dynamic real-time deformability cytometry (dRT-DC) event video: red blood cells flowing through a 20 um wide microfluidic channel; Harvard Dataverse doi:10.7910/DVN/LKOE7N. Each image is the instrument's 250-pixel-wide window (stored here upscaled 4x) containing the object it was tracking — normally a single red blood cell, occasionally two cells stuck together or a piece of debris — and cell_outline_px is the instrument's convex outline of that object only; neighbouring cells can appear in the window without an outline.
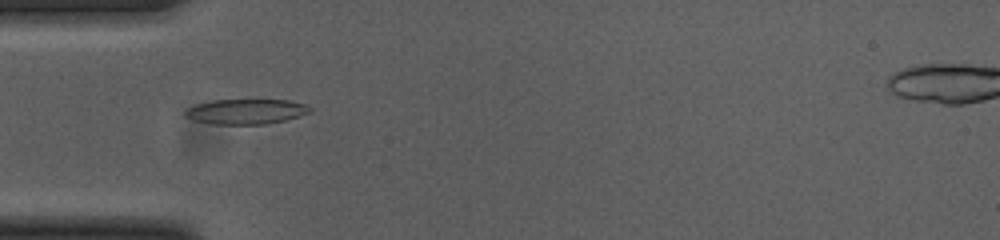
{"species": "common noctule bat (a hibernating species)", "species_latin": "Nyctalus noctula", "temperature_condition": "cold", "stored_images_in_passage": 41, "camera_frame_rate_fps": 3000, "um_per_image_px": 0.085, "animal": {"sex": "female", "body_mass_g": 23.0, "forearm_length_mm": 53.4}, "frame": {"image": 1, "passage_image": 3, "time_ms": 0.667, "image_size_px": [1000, 240], "cell_outline_px": [[312, 112], [300, 116], [284, 120], [264, 124], [216, 124], [196, 120], [184, 116], [184, 112], [188, 108], [196, 104], [212, 100], [288, 100], [304, 104], [312, 108]], "centroid_in_image_um": [20.93, 9.47], "position_along_channel_um": 64.1, "area_um2": 18.09}}
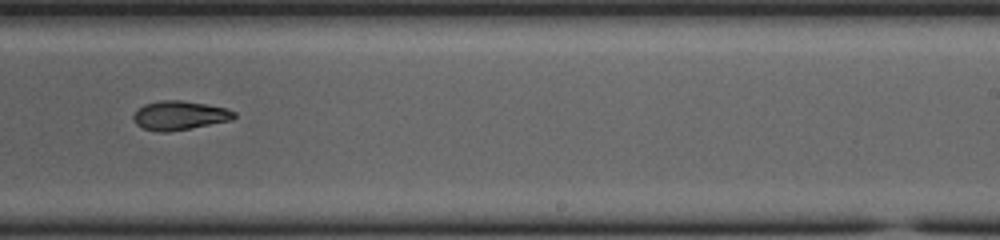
{"frame": {"image": 2, "passage_image": 20, "time_ms": 6.333, "image_size_px": [1000, 240], "cell_outline_px": [[236, 116], [232, 120], [168, 132], [160, 132], [144, 128], [136, 124], [132, 120], [132, 116], [144, 104], [160, 100], [180, 100], [228, 108], [236, 112]], "centroid_in_image_um": [15.27, 9.81], "position_along_channel_um": 273.7, "area_um2": 16.94}}
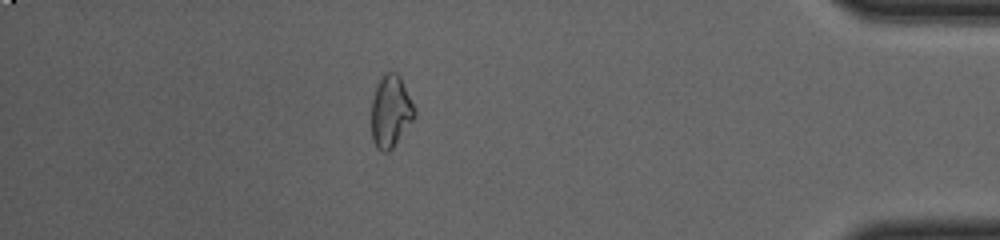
{"frame": {"image": 3, "passage_image": 34, "time_ms": 11.0, "image_size_px": [1000, 240], "cell_outline_px": [[416, 116], [392, 148], [388, 152], [380, 152], [376, 148], [372, 140], [372, 100], [376, 88], [384, 72], [396, 72], [400, 76], [416, 112]], "centroid_in_image_um": [33.2, 9.49], "position_along_channel_um": 402.0, "area_um2": 17.92}}